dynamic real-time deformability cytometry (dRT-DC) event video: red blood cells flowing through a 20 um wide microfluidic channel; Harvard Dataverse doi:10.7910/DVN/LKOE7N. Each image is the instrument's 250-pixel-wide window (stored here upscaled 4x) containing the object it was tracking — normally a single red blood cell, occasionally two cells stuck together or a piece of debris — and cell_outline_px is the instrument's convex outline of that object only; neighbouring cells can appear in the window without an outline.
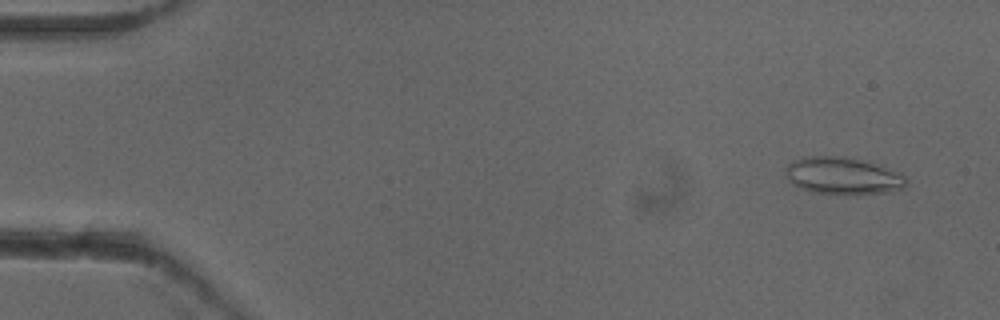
{"species": "common noctule bat (a hibernating species)", "species_latin": "Nyctalus noctula", "temperature_condition": "cold", "stored_images_in_passage": 53, "camera_frame_rate_fps": 3000, "um_per_image_px": 0.085, "animal": {"sex": "female"}, "frame": {"image": 1, "passage_image": 4, "time_ms": 1.0, "image_size_px": [1000, 320], "cell_outline_px": [[908, 180], [900, 188], [884, 192], [856, 196], [812, 192], [800, 188], [792, 184], [784, 176], [784, 168], [792, 160], [808, 156], [844, 156], [900, 172]], "centroid_in_image_um": [71.55, 14.96], "position_along_channel_um": 13.5, "area_um2": 26.3}}
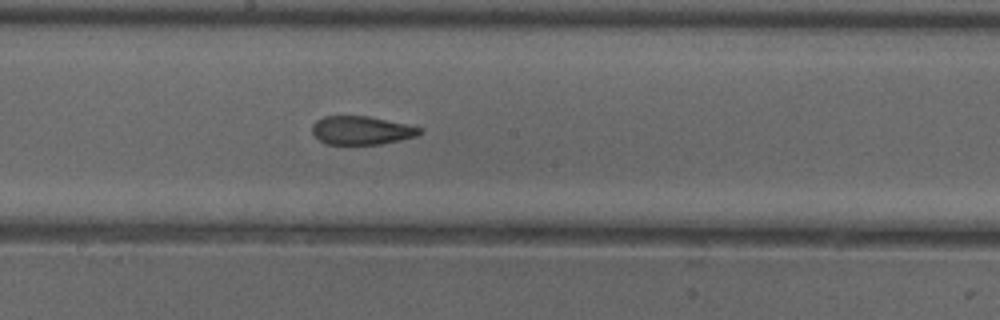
{"frame": {"image": 2, "passage_image": 29, "time_ms": 9.333, "image_size_px": [1000, 320], "cell_outline_px": [[424, 132], [416, 136], [400, 140], [380, 144], [324, 144], [312, 132], [312, 124], [316, 120], [324, 116], [368, 116], [424, 128]], "centroid_in_image_um": [30.74, 11.08], "position_along_channel_um": 217.5, "area_um2": 17.86}}
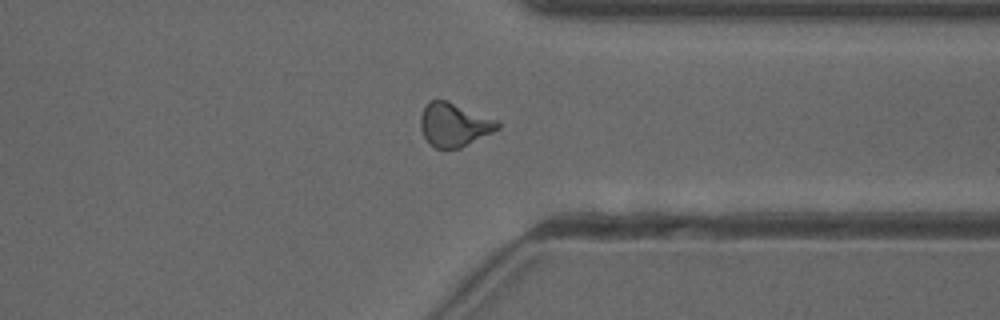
{"frame": {"image": 3, "passage_image": 41, "time_ms": 13.333, "image_size_px": [1000, 320], "cell_outline_px": [[500, 128], [460, 148], [436, 148], [428, 144], [420, 128], [420, 116], [428, 100], [448, 100], [496, 120], [500, 124]], "centroid_in_image_um": [38.56, 10.59], "position_along_channel_um": 372.8, "area_um2": 19.48}, "authors_computed_cell_mechanics": {"area_um2": 19.1896, "velocity_mm_per_s": 3.9373, "shape_relaxation_time_tau1_ms": 7.1232, "shape_relaxation_time_tau2_ms": 2.032, "deformation_change_tau1": 0.1734, "deformation_change_tau2": 0.0932}}